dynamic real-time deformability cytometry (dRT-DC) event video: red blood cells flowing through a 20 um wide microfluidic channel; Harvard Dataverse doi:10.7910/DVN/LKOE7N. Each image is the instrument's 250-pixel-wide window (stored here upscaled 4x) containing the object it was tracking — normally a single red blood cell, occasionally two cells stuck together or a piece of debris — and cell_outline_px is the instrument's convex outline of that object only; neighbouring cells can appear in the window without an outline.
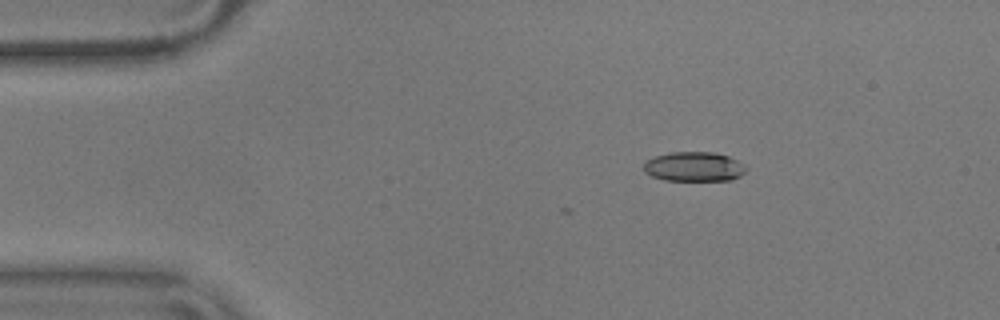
{"species": "common noctule bat (a hibernating species)", "species_latin": "Nyctalus noctula", "temperature_condition": "warm", "stored_images_in_passage": 7, "camera_frame_rate_fps": 3000, "um_per_image_px": 0.085, "animal": {"sex": "male", "body_mass_g": 17.9}, "frame": {"image": 1, "passage_image": 1, "time_ms": 0.0, "image_size_px": [1000, 320], "cell_outline_px": [[748, 168], [740, 176], [732, 180], [664, 180], [652, 176], [644, 172], [644, 164], [648, 160], [656, 156], [668, 152], [716, 152], [728, 156], [744, 164]], "centroid_in_image_um": [59.01, 14.16], "position_along_channel_um": 26.0, "area_um2": 17.63}}